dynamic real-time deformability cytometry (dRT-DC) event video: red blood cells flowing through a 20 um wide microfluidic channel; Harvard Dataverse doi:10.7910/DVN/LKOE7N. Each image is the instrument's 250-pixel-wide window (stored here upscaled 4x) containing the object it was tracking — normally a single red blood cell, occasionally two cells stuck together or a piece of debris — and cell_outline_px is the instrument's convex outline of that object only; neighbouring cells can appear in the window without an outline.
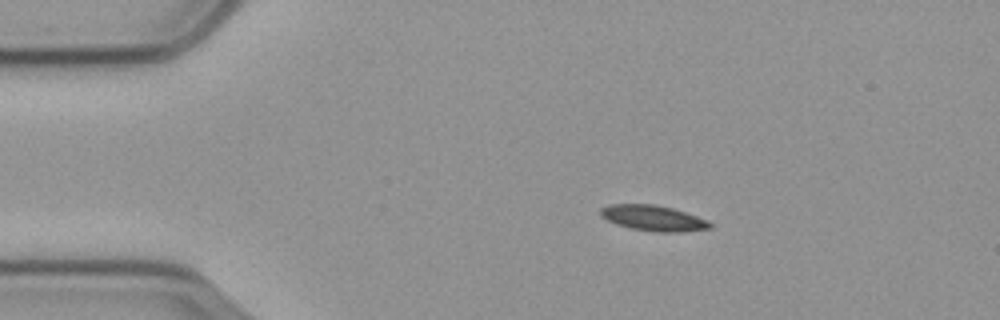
{"species": "common noctule bat (a hibernating species)", "species_latin": "Nyctalus noctula", "temperature_condition": "cold", "stored_images_in_passage": 48, "camera_frame_rate_fps": 3000, "um_per_image_px": 0.085, "animal": {"sex": "male", "body_mass_g": 23.1, "forearm_length_mm": 52.7}, "frame": {"image": 1, "passage_image": 1, "time_ms": 0.0, "image_size_px": [1000, 320], "cell_outline_px": [[712, 228], [680, 232], [656, 232], [632, 228], [616, 224], [600, 216], [600, 208], [608, 204], [656, 204], [672, 208], [708, 220], [712, 224]], "centroid_in_image_um": [55.51, 18.53], "position_along_channel_um": 29.5, "area_um2": 16.3}}
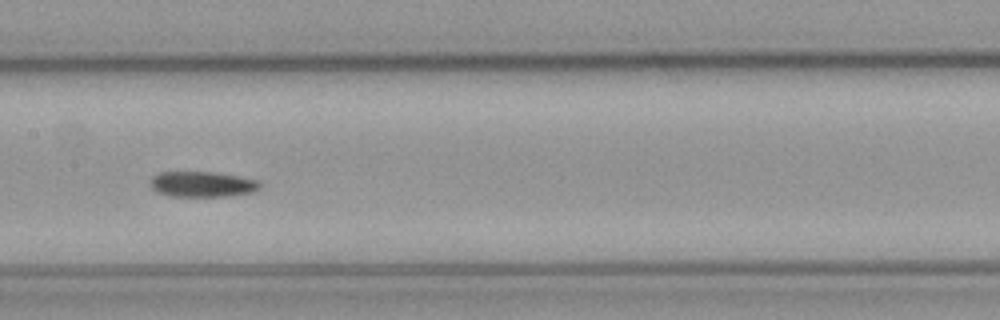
{"frame": {"image": 2, "passage_image": 19, "time_ms": 6.0, "image_size_px": [1000, 320], "cell_outline_px": [[260, 188], [252, 192], [228, 196], [168, 196], [156, 192], [148, 184], [152, 176], [160, 172], [212, 172], [236, 176], [256, 180], [260, 184]], "centroid_in_image_um": [17.11, 15.66], "position_along_channel_um": 190.3, "area_um2": 16.24}}
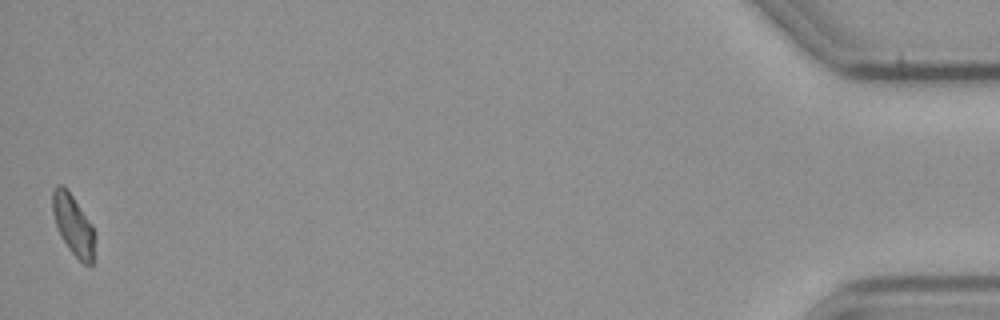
{"frame": {"image": 3, "passage_image": 48, "time_ms": 15.667, "image_size_px": [1000, 320], "cell_outline_px": [[96, 236], [92, 264], [84, 264], [68, 248], [56, 224], [52, 212], [52, 188], [56, 184], [60, 184], [72, 196], [92, 224]], "centroid_in_image_um": [6.24, 19.11], "position_along_channel_um": 429.0, "area_um2": 14.68}, "authors_computed_cell_mechanics": {"area_um2": 16.184, "velocity_mm_per_s": 3.5334, "shape_relaxation_time_tau1_ms": 3.7557, "shape_relaxation_time_tau2_ms": null, "deformation_change_tau1": 0.1298, "deformation_change_tau2": null}}